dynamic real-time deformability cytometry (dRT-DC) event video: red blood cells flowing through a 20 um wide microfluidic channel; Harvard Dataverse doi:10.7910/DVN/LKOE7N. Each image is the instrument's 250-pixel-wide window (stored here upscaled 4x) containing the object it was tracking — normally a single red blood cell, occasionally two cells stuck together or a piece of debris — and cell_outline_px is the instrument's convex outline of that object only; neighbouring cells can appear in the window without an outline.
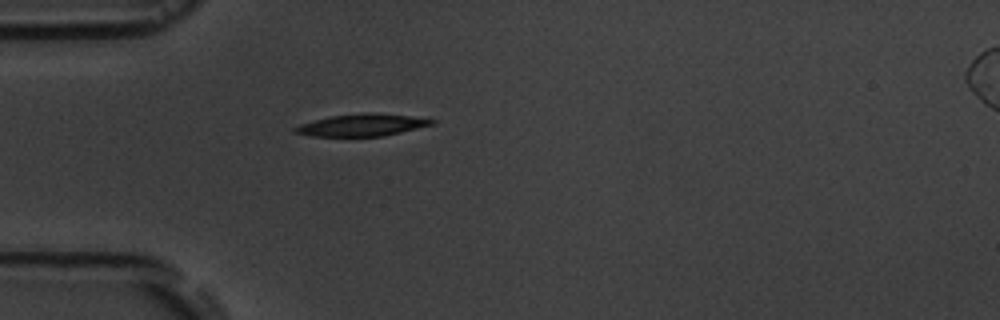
{"species": "common noctule bat (a hibernating species)", "species_latin": "Nyctalus noctula", "temperature_condition": "room temperature", "stored_images_in_passage": 1, "camera_frame_rate_fps": 3000, "um_per_image_px": 0.085, "animal": {"sex": "male", "body_mass_g": 19.5, "forearm_length_mm": 54.6}, "frame": {"image": 1, "passage_image": 1, "time_ms": 0.0, "image_size_px": [1000, 320], "cell_outline_px": [[436, 124], [384, 136], [312, 136], [292, 132], [292, 128], [300, 124], [332, 116], [364, 112], [376, 112], [408, 116], [436, 120]], "centroid_in_image_um": [30.78, 10.63], "position_along_channel_um": 54.2, "area_um2": 17.63}}